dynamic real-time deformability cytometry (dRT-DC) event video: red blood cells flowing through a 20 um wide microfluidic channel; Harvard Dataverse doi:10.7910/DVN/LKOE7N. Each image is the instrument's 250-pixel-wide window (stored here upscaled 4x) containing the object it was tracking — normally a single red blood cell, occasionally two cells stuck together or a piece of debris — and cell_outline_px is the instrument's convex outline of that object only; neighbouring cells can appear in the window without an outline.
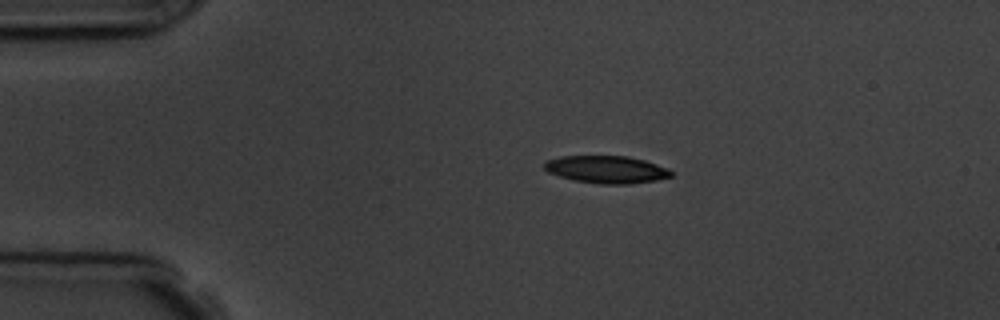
{"species": "common noctule bat (a hibernating species)", "species_latin": "Nyctalus noctula", "temperature_condition": "room temperature", "stored_images_in_passage": 5, "camera_frame_rate_fps": 3000, "um_per_image_px": 0.085, "animal": {"sex": "male", "body_mass_g": 19.5, "forearm_length_mm": 54.6}, "frame": {"image": 1, "passage_image": 3, "time_ms": 2.333, "image_size_px": [1000, 320], "cell_outline_px": [[672, 176], [656, 180], [628, 184], [600, 184], [576, 180], [560, 176], [548, 172], [544, 168], [544, 160], [560, 156], [628, 156], [644, 160], [668, 168], [672, 172]], "centroid_in_image_um": [51.54, 14.39], "position_along_channel_um": 33.5, "area_um2": 20.23}}
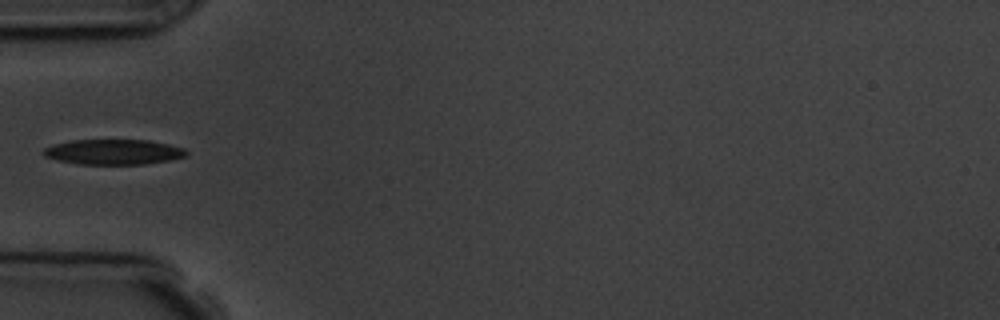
{"frame": {"image": 2, "passage_image": 5, "time_ms": 4.667, "image_size_px": [1000, 320], "cell_outline_px": [[188, 152], [184, 156], [172, 160], [144, 164], [76, 164], [44, 156], [40, 152], [44, 148], [56, 144], [72, 140], [148, 140], [168, 144], [184, 148]], "centroid_in_image_um": [9.65, 12.91], "position_along_channel_um": 75.4, "area_um2": 20.92}}